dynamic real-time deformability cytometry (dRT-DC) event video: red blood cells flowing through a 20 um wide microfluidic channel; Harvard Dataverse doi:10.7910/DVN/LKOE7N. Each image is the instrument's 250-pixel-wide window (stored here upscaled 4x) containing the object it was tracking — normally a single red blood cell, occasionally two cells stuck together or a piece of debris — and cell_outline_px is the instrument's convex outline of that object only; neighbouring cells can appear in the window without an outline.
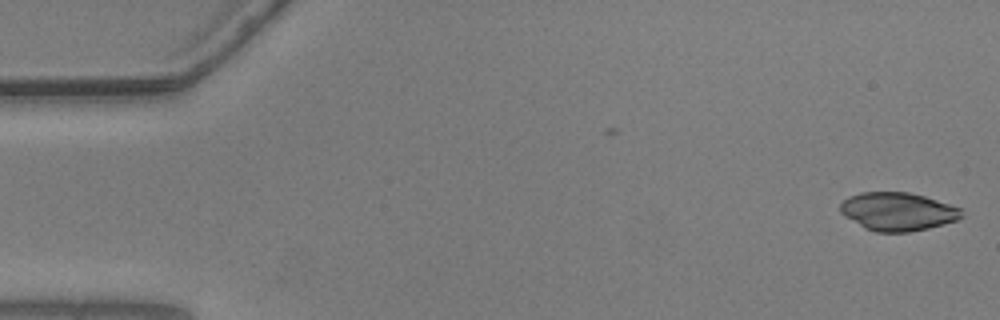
{"species": "common noctule bat (a hibernating species)", "species_latin": "Nyctalus noctula", "temperature_condition": "warm", "stored_images_in_passage": 54, "camera_frame_rate_fps": 3000, "um_per_image_px": 0.085, "animal": {"sex": "male", "body_mass_g": 20.5, "forearm_length_mm": 52.5}, "frame": {"image": 1, "passage_image": 1, "time_ms": 0.0, "image_size_px": [1000, 320], "cell_outline_px": [[964, 216], [956, 220], [928, 228], [908, 232], [876, 232], [864, 228], [844, 216], [840, 212], [840, 204], [848, 196], [860, 192], [908, 192], [924, 196], [960, 208]], "centroid_in_image_um": [76.27, 17.98], "position_along_channel_um": 8.7, "area_um2": 26.93}}
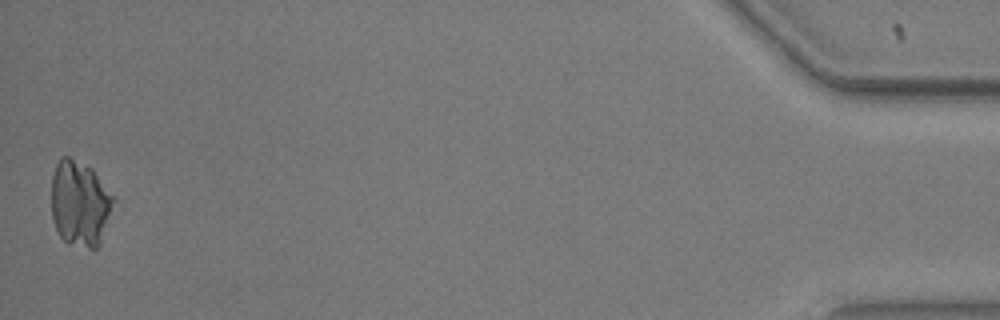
{"frame": {"image": 2, "passage_image": 54, "time_ms": 17.667, "image_size_px": [1000, 320], "cell_outline_px": [[116, 200], [100, 244], [96, 248], [88, 248], [68, 244], [60, 236], [56, 228], [52, 216], [52, 176], [56, 164], [60, 156], [68, 156], [92, 168]], "centroid_in_image_um": [6.8, 17.29], "position_along_channel_um": 428.4, "area_um2": 31.1}}